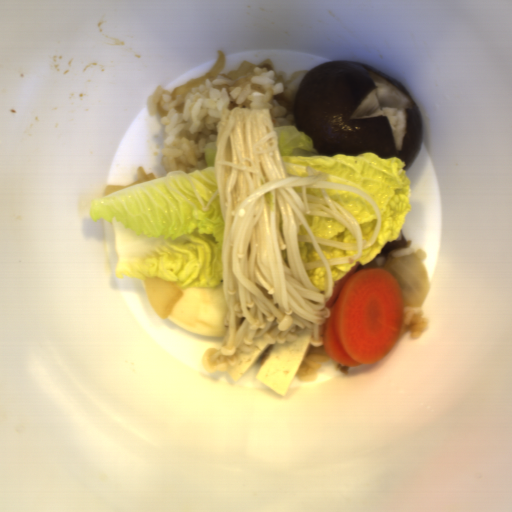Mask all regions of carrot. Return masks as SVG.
<instances>
[{
    "label": "carrot",
    "mask_w": 512,
    "mask_h": 512,
    "mask_svg": "<svg viewBox=\"0 0 512 512\" xmlns=\"http://www.w3.org/2000/svg\"><path fill=\"white\" fill-rule=\"evenodd\" d=\"M351 266L334 281L322 323L323 349L346 367L382 361L396 343L404 322L401 285L390 271Z\"/></svg>",
    "instance_id": "carrot-1"
}]
</instances>
